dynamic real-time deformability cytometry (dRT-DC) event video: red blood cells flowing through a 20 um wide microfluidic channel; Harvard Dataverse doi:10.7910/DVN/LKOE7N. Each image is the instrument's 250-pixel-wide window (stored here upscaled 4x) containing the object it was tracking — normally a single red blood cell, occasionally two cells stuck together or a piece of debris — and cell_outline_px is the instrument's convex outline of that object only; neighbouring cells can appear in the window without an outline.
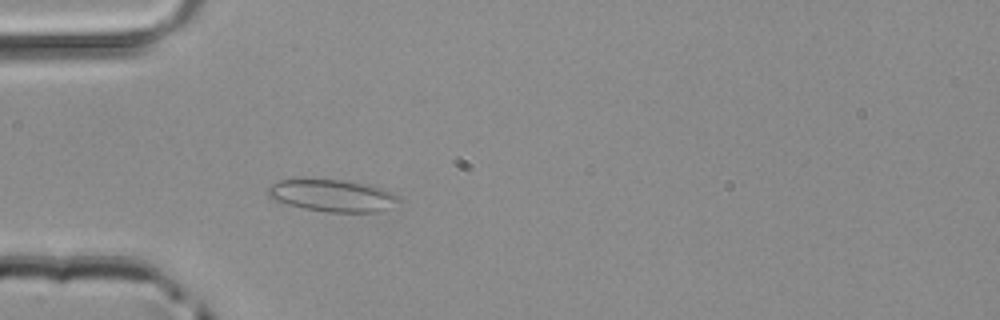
{"species": "common noctule bat (a hibernating species)", "species_latin": "Nyctalus noctula", "temperature_condition": "room temperature", "stored_images_in_passage": 37, "camera_frame_rate_fps": 3000, "um_per_image_px": 0.085, "animal": {"sex": "male", "body_mass_g": 20.4}, "frame": {"image": 1, "passage_image": 3, "time_ms": 0.667, "image_size_px": [1000, 320], "cell_outline_px": [[404, 200], [380, 212], [328, 212], [304, 208], [288, 204], [276, 200], [268, 196], [264, 192], [268, 184], [280, 180], [352, 180], [372, 184], [384, 188], [400, 196]], "centroid_in_image_um": [28.32, 16.61], "position_along_channel_um": 56.7, "area_um2": 24.97}}
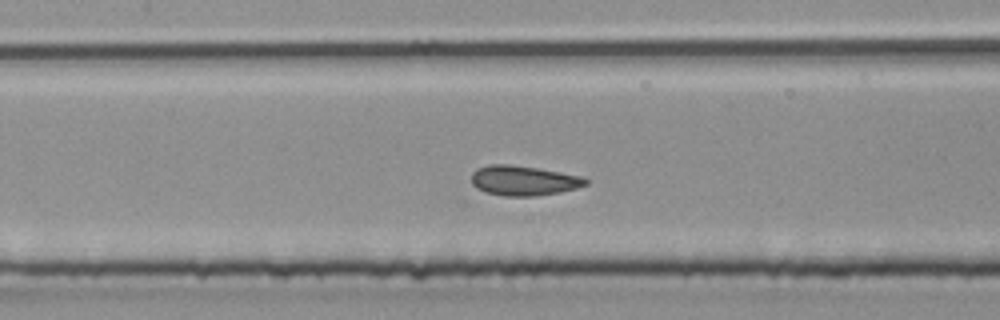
{"frame": {"image": 2, "passage_image": 11, "time_ms": 3.333, "image_size_px": [1000, 320], "cell_outline_px": [[588, 184], [576, 188], [560, 192], [536, 196], [504, 196], [484, 192], [476, 188], [472, 184], [472, 172], [476, 168], [488, 164], [508, 164], [536, 168], [584, 176], [588, 180]], "centroid_in_image_um": [44.49, 15.35], "position_along_channel_um": 162.9, "area_um2": 20.06}}
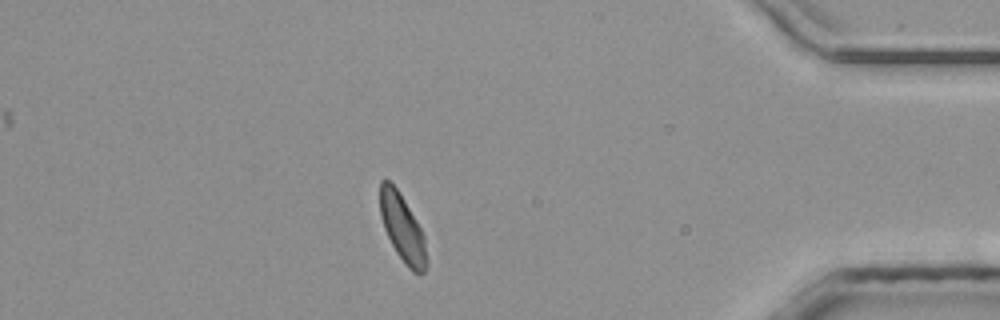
{"frame": {"image": 3, "passage_image": 31, "time_ms": 10.0, "image_size_px": [1000, 320], "cell_outline_px": [[428, 264], [424, 272], [412, 272], [408, 268], [396, 252], [384, 228], [380, 216], [380, 180], [388, 180], [396, 188], [404, 200], [416, 220], [424, 236], [428, 260]], "centroid_in_image_um": [34.21, 19.42], "position_along_channel_um": 401.0, "area_um2": 18.09}}